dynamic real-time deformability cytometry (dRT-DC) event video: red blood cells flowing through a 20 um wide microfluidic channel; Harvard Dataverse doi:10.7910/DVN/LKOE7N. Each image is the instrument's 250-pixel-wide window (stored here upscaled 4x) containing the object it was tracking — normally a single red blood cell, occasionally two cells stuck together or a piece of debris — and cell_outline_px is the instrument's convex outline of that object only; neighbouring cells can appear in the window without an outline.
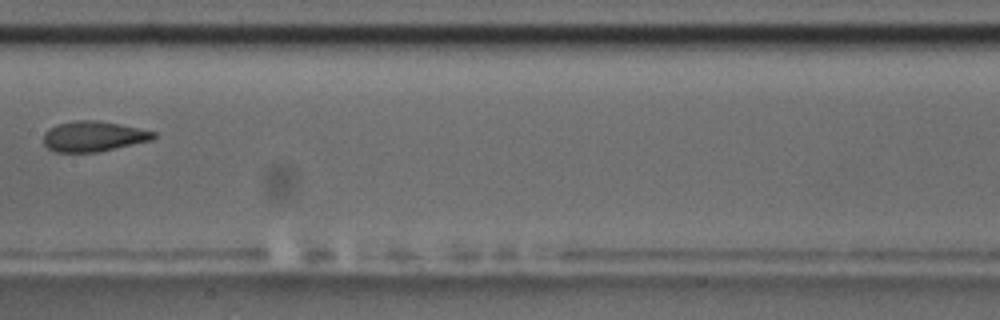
{"species": "common noctule bat (a hibernating species)", "species_latin": "Nyctalus noctula", "temperature_condition": "room temperature", "stored_images_in_passage": 9, "camera_frame_rate_fps": 3000, "um_per_image_px": 0.085, "animal": {"sex": "male", "body_mass_g": 17.5, "forearm_length_mm": 52.3}, "frame": {"image": 1, "passage_image": 9, "time_ms": 9.667, "image_size_px": [1000, 320], "cell_outline_px": [[156, 136], [152, 140], [96, 152], [56, 152], [48, 148], [44, 144], [44, 132], [48, 128], [56, 124], [76, 120], [96, 120], [120, 124], [156, 132]], "centroid_in_image_um": [7.91, 11.58], "position_along_channel_um": 199.5, "area_um2": 19.42}}